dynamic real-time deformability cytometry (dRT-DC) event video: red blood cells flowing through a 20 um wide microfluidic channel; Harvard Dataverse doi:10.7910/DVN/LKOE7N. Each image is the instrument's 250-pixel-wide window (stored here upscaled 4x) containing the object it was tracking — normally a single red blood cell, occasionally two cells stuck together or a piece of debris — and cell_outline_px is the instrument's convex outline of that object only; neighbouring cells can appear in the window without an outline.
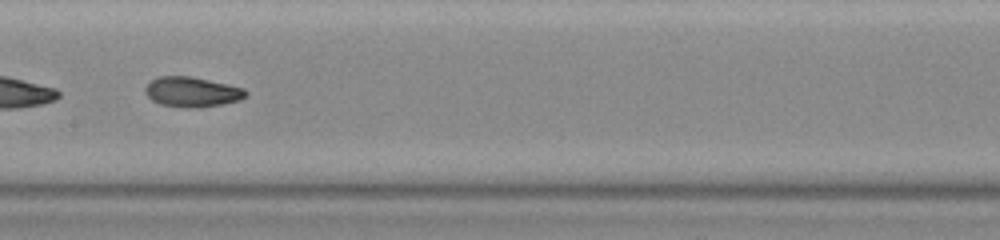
{"species": "common noctule bat (a hibernating species)", "species_latin": "Nyctalus noctula", "temperature_condition": "warm", "stored_images_in_passage": 36, "camera_frame_rate_fps": 3000, "um_per_image_px": 0.085, "animal": {"sex": "female", "body_mass_g": 23.0, "forearm_length_mm": 53.4}, "frame": {"image": 1, "passage_image": 11, "time_ms": 3.333, "image_size_px": [1000, 240], "cell_outline_px": [[248, 92], [240, 100], [200, 108], [188, 108], [160, 104], [152, 100], [144, 92], [144, 88], [152, 80], [160, 76], [192, 76], [228, 84], [244, 88]], "centroid_in_image_um": [16.32, 7.81], "position_along_channel_um": 191.1, "area_um2": 17.57}, "authors_computed_cell_mechanics": {"area_um2": 17.4267, "velocity_mm_per_s": 3.9611, "shape_relaxation_time_tau1_ms": 9.5358, "shape_relaxation_time_tau2_ms": 2.1489, "deformation_change_tau1": 0.2208, "deformation_change_tau2": 0.0697}}